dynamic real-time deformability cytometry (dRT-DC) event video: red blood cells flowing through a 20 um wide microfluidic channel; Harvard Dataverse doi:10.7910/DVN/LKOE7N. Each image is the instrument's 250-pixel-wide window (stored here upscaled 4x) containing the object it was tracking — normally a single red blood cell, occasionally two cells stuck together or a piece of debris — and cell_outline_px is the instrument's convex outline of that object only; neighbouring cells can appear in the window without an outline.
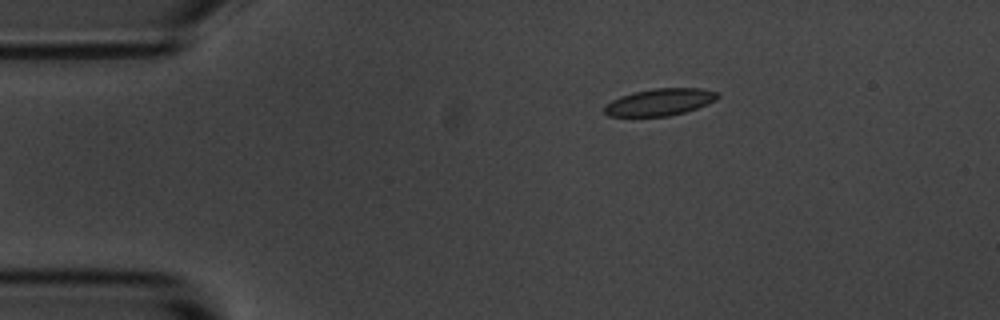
{"species": "common noctule bat (a hibernating species)", "species_latin": "Nyctalus noctula", "temperature_condition": "room temperature", "stored_images_in_passage": 7, "camera_frame_rate_fps": 3000, "um_per_image_px": 0.085, "animal": {"sex": "male", "body_mass_g": 20.1, "forearm_length_mm": 53.5}, "frame": {"image": 1, "passage_image": 1, "time_ms": 0.0, "image_size_px": [1000, 320], "cell_outline_px": [[720, 96], [716, 100], [708, 104], [684, 112], [668, 116], [608, 116], [604, 112], [604, 104], [620, 96], [632, 92], [656, 88], [700, 88], [716, 92]], "centroid_in_image_um": [56.06, 8.67], "position_along_channel_um": 28.9, "area_um2": 17.8}}
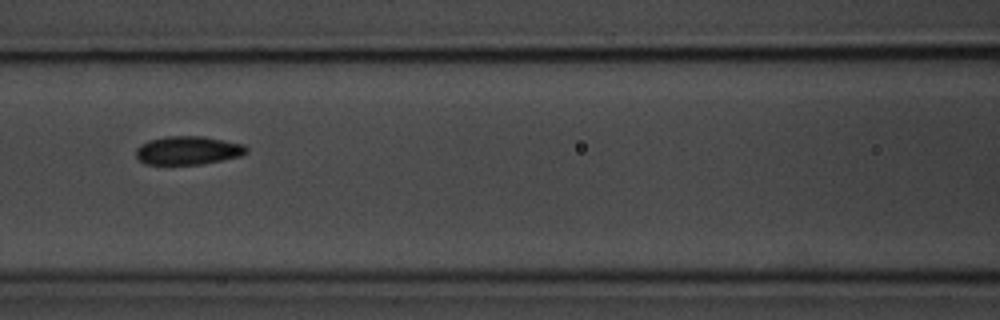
{"frame": {"image": 2, "passage_image": 5, "time_ms": 4.667, "image_size_px": [1000, 320], "cell_outline_px": [[248, 152], [240, 156], [224, 160], [200, 164], [144, 164], [136, 156], [136, 148], [140, 144], [148, 140], [168, 136], [204, 136], [244, 144], [248, 148]], "centroid_in_image_um": [15.99, 12.78], "position_along_channel_um": 150.6, "area_um2": 18.44}}
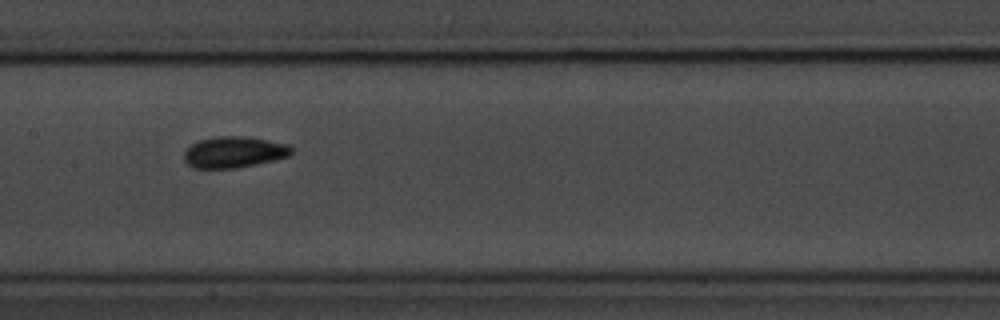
{"frame": {"image": 3, "passage_image": 6, "time_ms": 5.667, "image_size_px": [1000, 320], "cell_outline_px": [[292, 152], [288, 156], [256, 164], [236, 168], [192, 168], [184, 160], [184, 152], [192, 144], [200, 140], [216, 136], [244, 136], [288, 144], [292, 148]], "centroid_in_image_um": [19.87, 12.93], "position_along_channel_um": 187.5, "area_um2": 19.36}}